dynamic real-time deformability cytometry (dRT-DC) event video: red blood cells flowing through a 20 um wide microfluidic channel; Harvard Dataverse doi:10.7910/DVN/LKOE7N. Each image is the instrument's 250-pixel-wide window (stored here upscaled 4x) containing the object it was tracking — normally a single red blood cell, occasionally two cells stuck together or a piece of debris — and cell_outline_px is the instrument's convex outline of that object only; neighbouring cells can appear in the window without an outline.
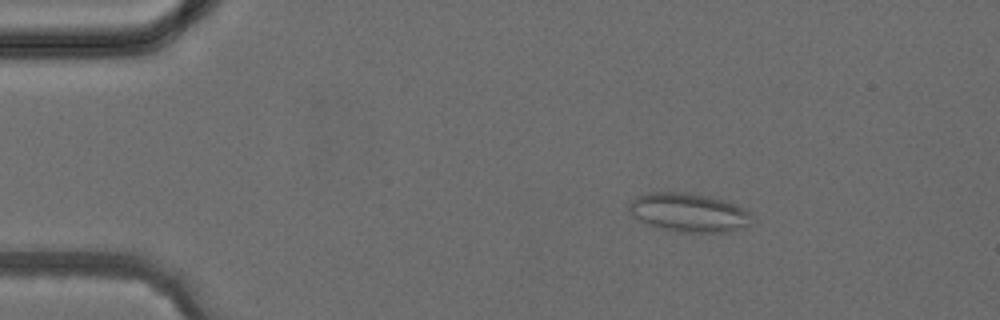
{"species": "common noctule bat (a hibernating species)", "species_latin": "Nyctalus noctula", "temperature_condition": "cold", "stored_images_in_passage": 2, "camera_frame_rate_fps": 3000, "um_per_image_px": 0.085, "animal": {"sex": "female", "body_mass_g": 24.6, "forearm_length_mm": 56.2}, "frame": {"image": 1, "passage_image": 1, "time_ms": 0.0, "image_size_px": [1000, 320], "cell_outline_px": [[748, 228], [728, 232], [680, 232], [656, 228], [640, 220], [628, 212], [628, 204], [636, 196], [648, 192], [688, 192], [708, 196], [724, 200], [736, 204], [744, 208], [748, 212]], "centroid_in_image_um": [58.5, 18.06], "position_along_channel_um": 26.5, "area_um2": 27.92}}